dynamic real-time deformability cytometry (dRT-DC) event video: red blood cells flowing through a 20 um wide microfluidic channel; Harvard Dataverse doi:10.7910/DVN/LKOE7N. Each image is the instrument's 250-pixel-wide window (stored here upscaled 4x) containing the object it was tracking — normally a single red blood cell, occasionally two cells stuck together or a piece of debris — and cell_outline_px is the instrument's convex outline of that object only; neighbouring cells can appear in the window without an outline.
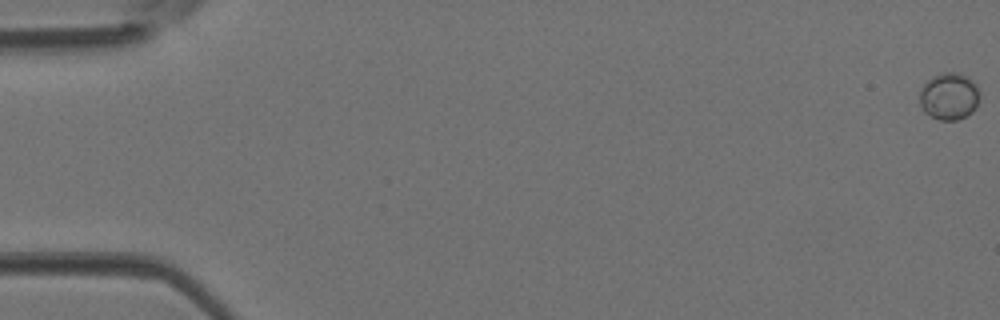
{"species": "Egyptian fruit bat (a non-hibernating species)", "species_latin": "Rousettus aegyptiacus", "temperature_condition": "room temperature", "stored_images_in_passage": 40, "camera_frame_rate_fps": 3000, "um_per_image_px": 0.085, "animal": {"sex": "female"}, "frame": {"image": 1, "passage_image": 1, "time_ms": 0.0, "image_size_px": [1000, 320], "cell_outline_px": [[980, 96], [972, 112], [956, 120], [940, 120], [924, 112], [920, 104], [920, 88], [932, 76], [944, 72], [960, 72], [968, 76], [976, 84], [980, 92]], "centroid_in_image_um": [80.68, 8.15], "position_along_channel_um": 4.3, "area_um2": 16.53}}
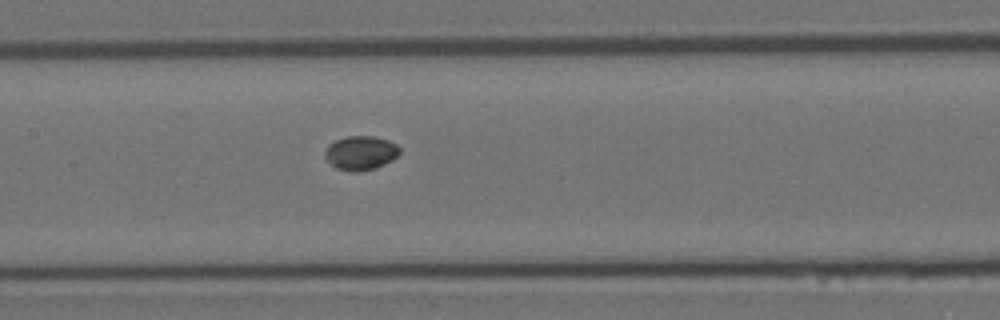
{"frame": {"image": 2, "passage_image": 22, "time_ms": 7.0, "image_size_px": [1000, 320], "cell_outline_px": [[400, 152], [392, 160], [376, 168], [360, 172], [352, 172], [336, 168], [324, 156], [324, 152], [328, 144], [336, 140], [348, 136], [376, 136], [388, 140], [396, 144], [400, 148]], "centroid_in_image_um": [30.66, 13.0], "position_along_channel_um": 176.7, "area_um2": 14.91}}
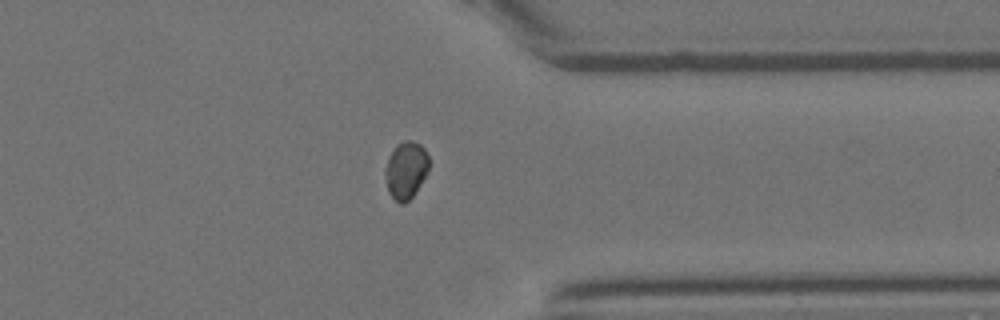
{"frame": {"image": 3, "passage_image": 35, "time_ms": 11.333, "image_size_px": [1000, 320], "cell_outline_px": [[428, 168], [420, 184], [412, 196], [404, 204], [400, 204], [388, 192], [384, 172], [384, 168], [388, 156], [396, 144], [404, 140], [412, 140], [420, 144], [424, 148], [428, 156]], "centroid_in_image_um": [34.46, 14.43], "position_along_channel_um": 376.9, "area_um2": 14.57}}